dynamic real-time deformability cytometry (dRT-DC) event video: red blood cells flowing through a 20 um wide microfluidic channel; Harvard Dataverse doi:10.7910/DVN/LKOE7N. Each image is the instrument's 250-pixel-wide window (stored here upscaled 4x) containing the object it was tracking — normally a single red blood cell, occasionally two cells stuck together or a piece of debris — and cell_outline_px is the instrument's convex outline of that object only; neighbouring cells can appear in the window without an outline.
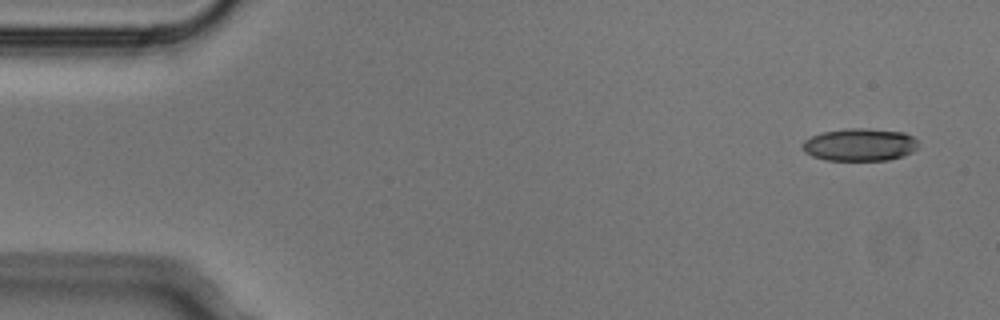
{"species": "Egyptian fruit bat (a non-hibernating species)", "species_latin": "Rousettus aegyptiacus", "temperature_condition": "cold", "stored_images_in_passage": 6, "camera_frame_rate_fps": 3000, "um_per_image_px": 0.085, "animal": {"sex": "male"}, "frame": {"image": 1, "passage_image": 1, "time_ms": 0.0, "image_size_px": [1000, 320], "cell_outline_px": [[920, 148], [904, 156], [888, 160], [828, 160], [812, 156], [804, 152], [804, 140], [820, 132], [844, 128], [864, 128], [904, 132], [912, 136], [916, 140]], "centroid_in_image_um": [73.11, 12.29], "position_along_channel_um": 11.9, "area_um2": 22.14}}
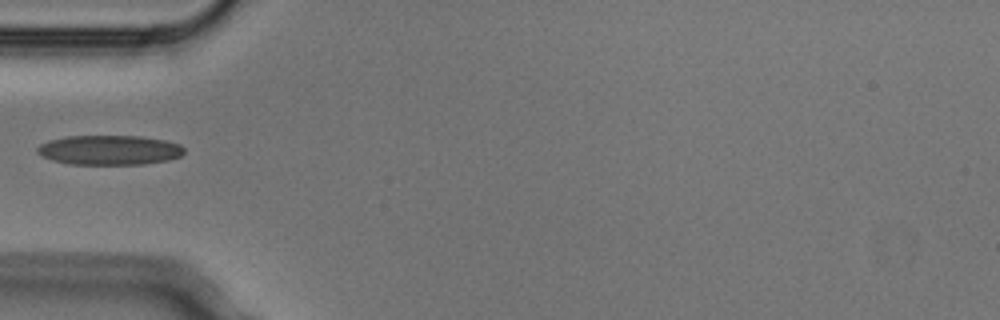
{"frame": {"image": 2, "passage_image": 5, "time_ms": 1.333, "image_size_px": [1000, 320], "cell_outline_px": [[184, 152], [180, 156], [168, 160], [144, 164], [68, 164], [52, 160], [40, 156], [36, 152], [36, 148], [40, 144], [48, 140], [68, 136], [140, 136], [164, 140], [180, 144], [184, 148]], "centroid_in_image_um": [9.26, 12.75], "position_along_channel_um": 75.7, "area_um2": 25.49}}
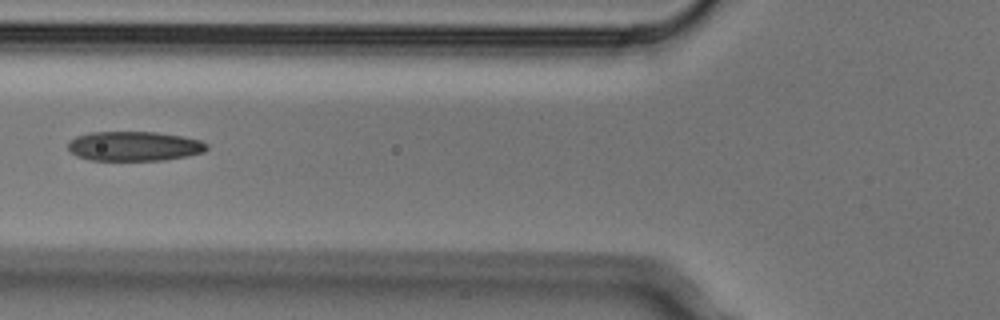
{"frame": {"image": 3, "passage_image": 6, "time_ms": 1.667, "image_size_px": [1000, 320], "cell_outline_px": [[208, 148], [204, 152], [188, 156], [164, 160], [88, 160], [76, 156], [68, 148], [68, 144], [76, 136], [92, 132], [156, 132], [184, 136], [200, 140], [208, 144]], "centroid_in_image_um": [11.44, 12.42], "position_along_channel_um": 114.4, "area_um2": 23.99}}